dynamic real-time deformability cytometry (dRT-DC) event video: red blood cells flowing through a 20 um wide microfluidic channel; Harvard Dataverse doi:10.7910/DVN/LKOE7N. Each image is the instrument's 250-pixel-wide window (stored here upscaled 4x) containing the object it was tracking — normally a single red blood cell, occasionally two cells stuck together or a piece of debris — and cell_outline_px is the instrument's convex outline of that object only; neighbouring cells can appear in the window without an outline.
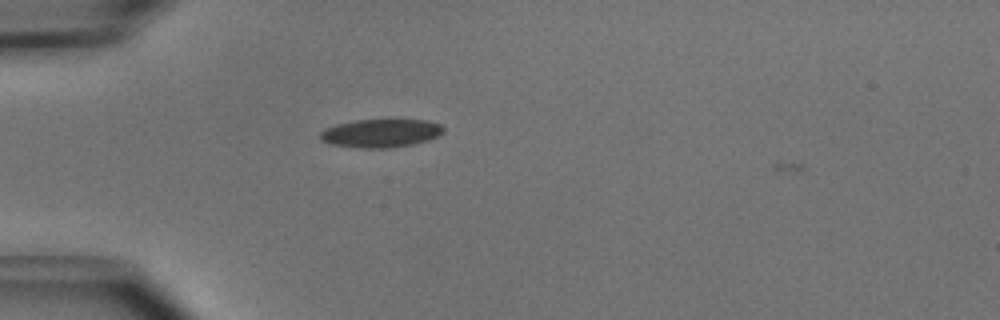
{"species": "common noctule bat (a hibernating species)", "species_latin": "Nyctalus noctula", "temperature_condition": "cold", "stored_images_in_passage": 7, "camera_frame_rate_fps": 3000, "um_per_image_px": 0.085, "animal": {"sex": "male", "body_mass_g": 15.6}, "frame": {"image": 1, "passage_image": 6, "time_ms": 1.667, "image_size_px": [1000, 320], "cell_outline_px": [[444, 132], [440, 136], [428, 140], [412, 144], [392, 148], [360, 148], [332, 144], [320, 140], [320, 132], [324, 128], [336, 124], [356, 120], [392, 116], [428, 120], [440, 124], [444, 128]], "centroid_in_image_um": [32.43, 11.26], "position_along_channel_um": 52.6, "area_um2": 21.5}}